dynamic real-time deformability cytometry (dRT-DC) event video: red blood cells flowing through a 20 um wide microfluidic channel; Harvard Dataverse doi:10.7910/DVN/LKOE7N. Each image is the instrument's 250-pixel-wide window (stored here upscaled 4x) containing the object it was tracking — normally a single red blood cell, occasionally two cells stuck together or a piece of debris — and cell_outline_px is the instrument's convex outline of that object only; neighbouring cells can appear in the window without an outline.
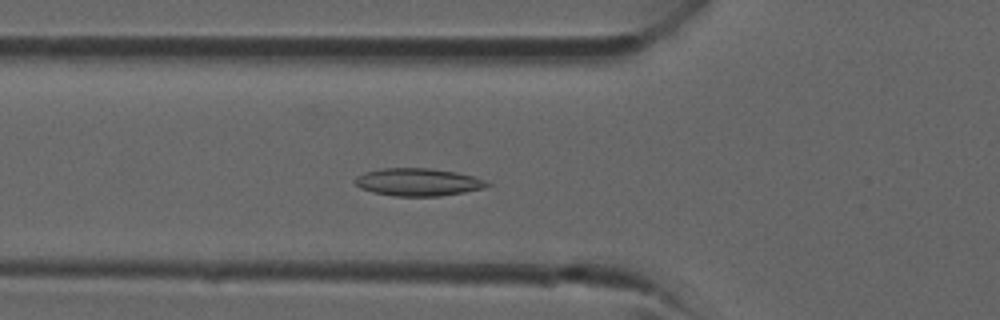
{"species": "common noctule bat (a hibernating species)", "species_latin": "Nyctalus noctula", "temperature_condition": "room temperature", "stored_images_in_passage": 37, "camera_frame_rate_fps": 3000, "um_per_image_px": 0.085, "animal": {"sex": "male", "forearm_length_mm": 52.5}, "frame": {"image": 1, "passage_image": 11, "time_ms": 3.333, "image_size_px": [1000, 320], "cell_outline_px": [[492, 184], [484, 188], [464, 192], [440, 196], [396, 196], [372, 192], [360, 188], [356, 184], [356, 176], [364, 172], [380, 168], [428, 168], [456, 172], [472, 176], [484, 180]], "centroid_in_image_um": [35.52, 15.47], "position_along_channel_um": 90.3, "area_um2": 21.21}}
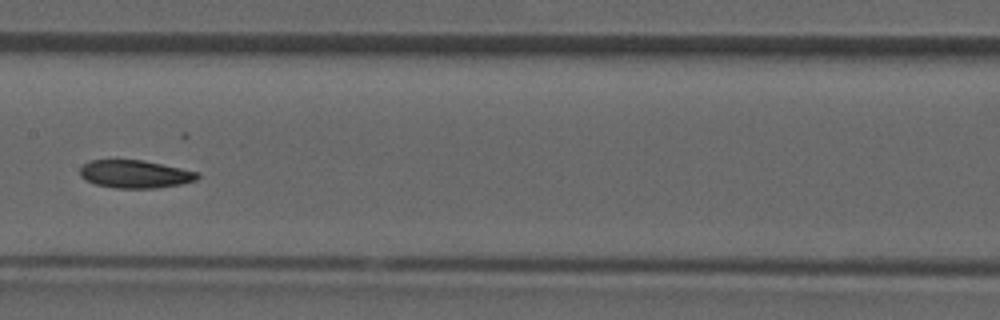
{"frame": {"image": 2, "passage_image": 17, "time_ms": 5.333, "image_size_px": [1000, 320], "cell_outline_px": [[200, 176], [196, 180], [180, 184], [156, 188], [116, 188], [96, 184], [80, 176], [80, 168], [88, 160], [144, 160], [200, 172]], "centroid_in_image_um": [11.5, 14.79], "position_along_channel_um": 195.9, "area_um2": 19.07}}
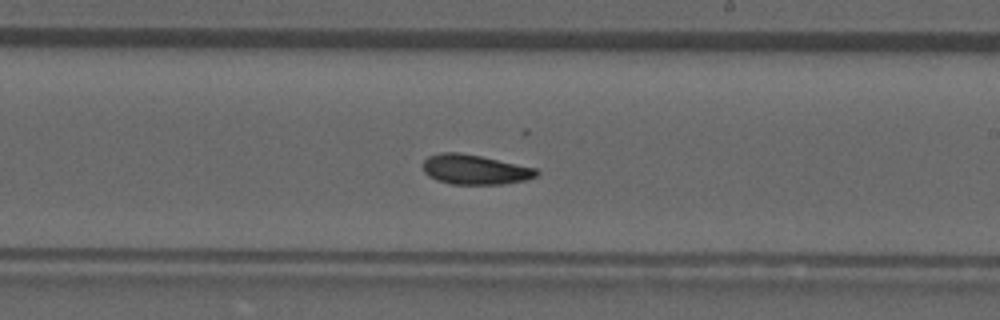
{"frame": {"image": 3, "passage_image": 20, "time_ms": 6.333, "image_size_px": [1000, 320], "cell_outline_px": [[540, 172], [536, 176], [524, 180], [504, 184], [452, 184], [436, 180], [428, 176], [424, 172], [424, 160], [428, 156], [440, 152], [460, 152], [480, 156], [536, 168]], "centroid_in_image_um": [40.34, 14.41], "position_along_channel_um": 248.7, "area_um2": 19.65}}